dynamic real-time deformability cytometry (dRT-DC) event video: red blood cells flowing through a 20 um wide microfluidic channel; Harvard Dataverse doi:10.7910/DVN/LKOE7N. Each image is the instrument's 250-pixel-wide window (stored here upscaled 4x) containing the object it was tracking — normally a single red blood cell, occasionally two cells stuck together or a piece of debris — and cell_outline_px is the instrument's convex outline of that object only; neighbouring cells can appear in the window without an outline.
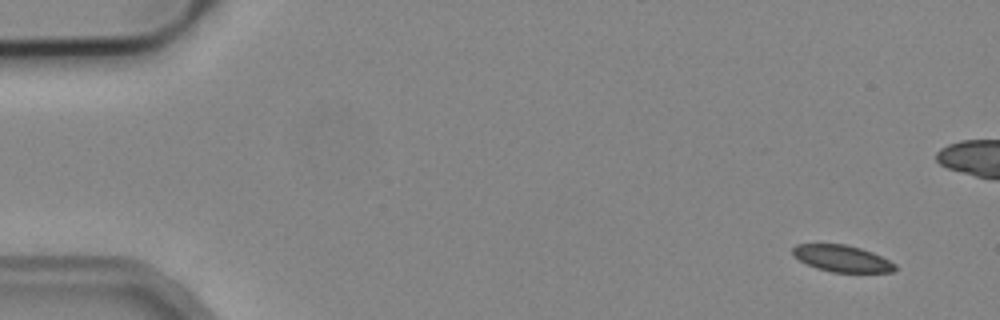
{"species": "common noctule bat (a hibernating species)", "species_latin": "Nyctalus noctula", "temperature_condition": "cold", "stored_images_in_passage": 8, "camera_frame_rate_fps": 3000, "um_per_image_px": 0.085, "animal": {"sex": "male", "body_mass_g": 19.2, "forearm_length_mm": 51.8}, "frame": {"image": 1, "passage_image": 1, "time_ms": 0.0, "image_size_px": [1000, 320], "cell_outline_px": [[896, 268], [892, 272], [832, 272], [816, 268], [800, 260], [792, 252], [792, 248], [796, 244], [844, 244], [860, 248], [872, 252], [896, 264]], "centroid_in_image_um": [71.57, 21.97], "position_along_channel_um": 13.4, "area_um2": 15.66}}